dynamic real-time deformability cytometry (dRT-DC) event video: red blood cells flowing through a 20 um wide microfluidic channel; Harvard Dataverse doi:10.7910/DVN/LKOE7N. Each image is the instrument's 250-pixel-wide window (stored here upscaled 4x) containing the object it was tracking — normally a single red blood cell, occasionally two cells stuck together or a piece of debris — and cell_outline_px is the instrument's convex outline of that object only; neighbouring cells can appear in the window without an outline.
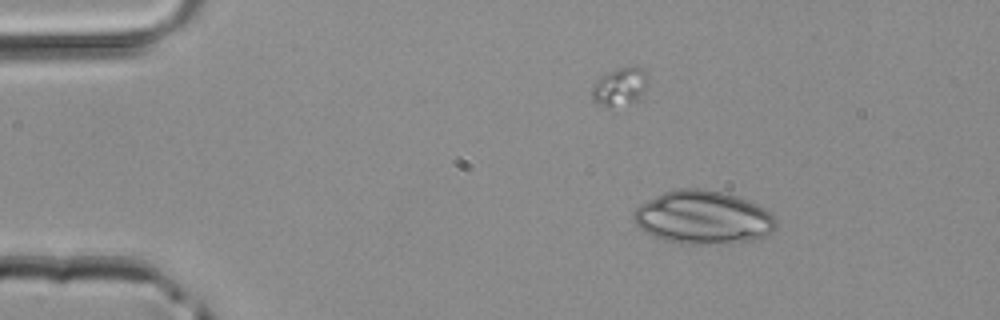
{"species": "common noctule bat (a hibernating species)", "species_latin": "Nyctalus noctula", "temperature_condition": "room temperature", "stored_images_in_passage": 2, "camera_frame_rate_fps": 3000, "um_per_image_px": 0.085, "animal": {"sex": "male", "body_mass_g": 20.4}, "frame": {"image": 1, "passage_image": 1, "time_ms": 0.0, "image_size_px": [1000, 320], "cell_outline_px": [[776, 228], [772, 232], [756, 240], [696, 244], [680, 244], [664, 240], [652, 236], [644, 232], [636, 224], [632, 216], [632, 212], [640, 204], [664, 192], [680, 188], [704, 188], [724, 192], [748, 200], [772, 212], [776, 220]], "centroid_in_image_um": [59.75, 18.48], "position_along_channel_um": 25.2, "area_um2": 44.39}}